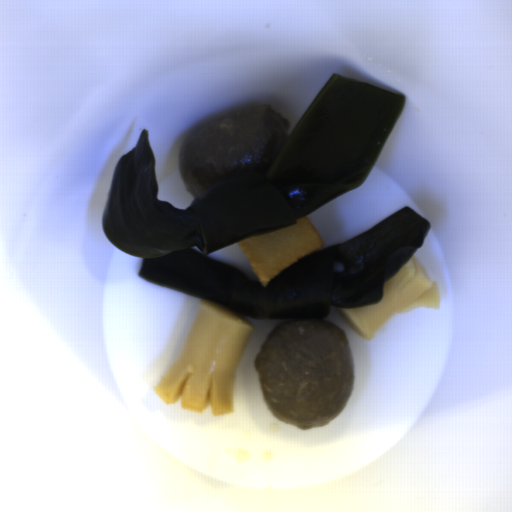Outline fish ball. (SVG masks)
<instances>
[{"label": "fish ball", "mask_w": 512, "mask_h": 512, "mask_svg": "<svg viewBox=\"0 0 512 512\" xmlns=\"http://www.w3.org/2000/svg\"><path fill=\"white\" fill-rule=\"evenodd\" d=\"M237 242L264 288L284 269L326 244L307 215L292 225L260 231Z\"/></svg>", "instance_id": "fish-ball-1"}]
</instances>
